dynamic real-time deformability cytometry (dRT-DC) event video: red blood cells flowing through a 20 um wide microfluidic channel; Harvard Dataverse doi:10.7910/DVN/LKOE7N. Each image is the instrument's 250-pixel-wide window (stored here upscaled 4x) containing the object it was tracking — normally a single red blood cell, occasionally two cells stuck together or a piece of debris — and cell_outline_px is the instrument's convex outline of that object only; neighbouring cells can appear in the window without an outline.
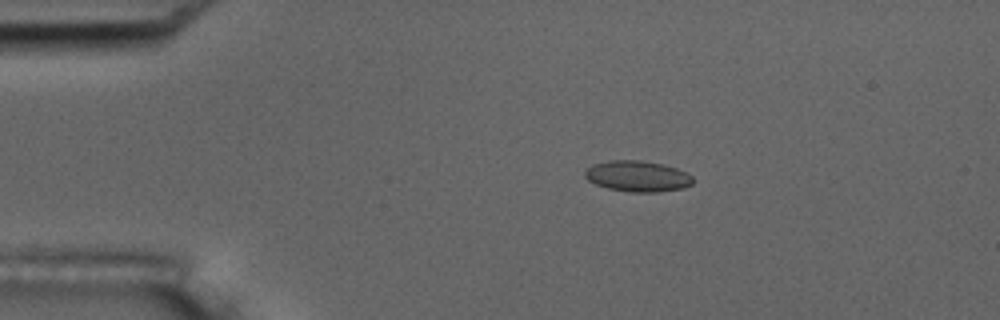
{"species": "common noctule bat (a hibernating species)", "species_latin": "Nyctalus noctula", "temperature_condition": "room temperature", "stored_images_in_passage": 8, "camera_frame_rate_fps": 3000, "um_per_image_px": 0.085, "animal": {"sex": "male", "body_mass_g": 17.5, "forearm_length_mm": 52.3}, "frame": {"image": 1, "passage_image": 4, "time_ms": 1.0, "image_size_px": [1000, 320], "cell_outline_px": [[696, 180], [692, 184], [684, 188], [656, 192], [628, 192], [608, 188], [596, 184], [588, 180], [584, 176], [584, 172], [592, 164], [612, 160], [640, 160], [660, 164], [676, 168], [692, 176]], "centroid_in_image_um": [54.19, 14.98], "position_along_channel_um": 30.8, "area_um2": 19.42}}
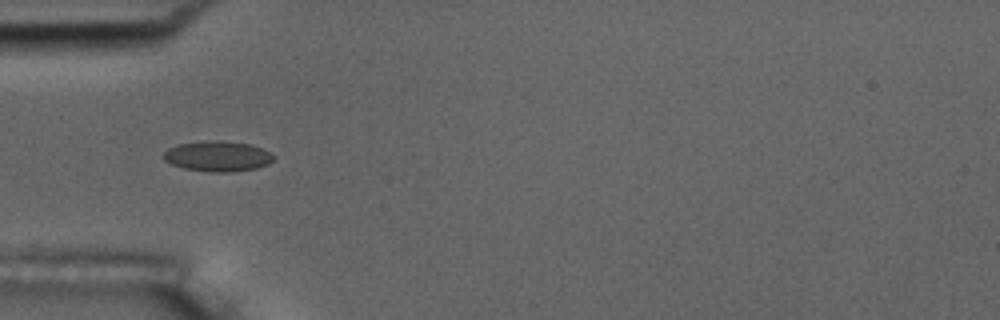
{"frame": {"image": 2, "passage_image": 6, "time_ms": 1.667, "image_size_px": [1000, 320], "cell_outline_px": [[272, 160], [268, 164], [256, 168], [232, 172], [212, 172], [184, 168], [172, 164], [164, 160], [164, 152], [168, 148], [176, 144], [208, 140], [220, 140], [252, 144], [268, 152], [272, 156]], "centroid_in_image_um": [18.47, 13.27], "position_along_channel_um": 66.5, "area_um2": 19.42}}